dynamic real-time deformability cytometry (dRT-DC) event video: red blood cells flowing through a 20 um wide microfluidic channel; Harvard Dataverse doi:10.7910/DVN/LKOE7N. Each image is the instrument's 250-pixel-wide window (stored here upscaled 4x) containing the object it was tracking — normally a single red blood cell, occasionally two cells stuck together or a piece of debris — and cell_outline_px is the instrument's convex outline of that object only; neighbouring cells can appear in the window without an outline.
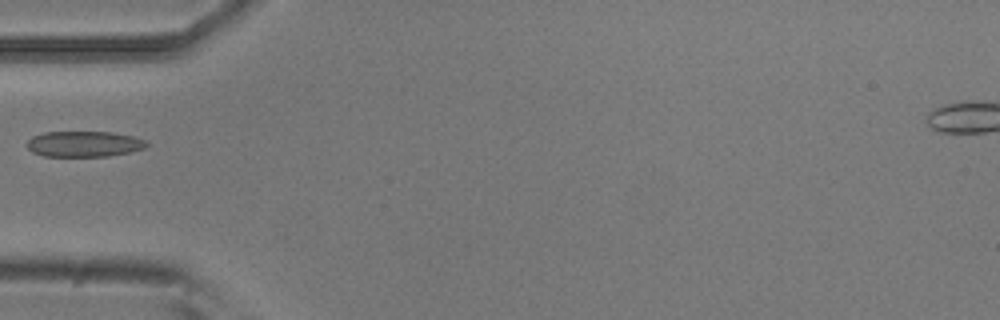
{"species": "common noctule bat (a hibernating species)", "species_latin": "Nyctalus noctula", "temperature_condition": "room temperature", "stored_images_in_passage": 6, "camera_frame_rate_fps": 3000, "um_per_image_px": 0.085, "animal": {"sex": "male", "body_mass_g": 20.5, "forearm_length_mm": 52.5}, "frame": {"image": 1, "passage_image": 6, "time_ms": 1.667, "image_size_px": [1000, 320], "cell_outline_px": [[148, 144], [144, 148], [128, 152], [108, 156], [44, 156], [32, 152], [28, 148], [28, 140], [32, 136], [44, 132], [112, 132], [136, 136], [148, 140]], "centroid_in_image_um": [7.18, 12.23], "position_along_channel_um": 77.8, "area_um2": 17.98}}